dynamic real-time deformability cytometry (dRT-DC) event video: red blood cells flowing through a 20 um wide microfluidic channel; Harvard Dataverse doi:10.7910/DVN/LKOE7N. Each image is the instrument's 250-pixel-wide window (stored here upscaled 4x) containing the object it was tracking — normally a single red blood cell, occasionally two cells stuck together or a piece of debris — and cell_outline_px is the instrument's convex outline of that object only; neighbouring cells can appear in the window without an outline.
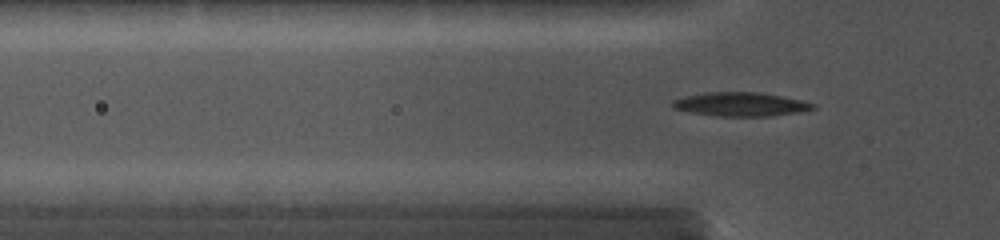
{"species": "common noctule bat (a hibernating species)", "species_latin": "Nyctalus noctula", "temperature_condition": "cold", "stored_images_in_passage": 61, "camera_frame_rate_fps": 5000, "um_per_image_px": 0.085, "animal": {"sex": "female", "body_mass_g": 19.0, "forearm_length_mm": 56.7}, "frame": {"image": 1, "passage_image": 16, "time_ms": 4.6, "image_size_px": [1000, 240], "cell_outline_px": [[816, 108], [804, 112], [772, 116], [712, 116], [672, 108], [672, 100], [684, 96], [708, 92], [760, 92], [800, 100], [816, 104]], "centroid_in_image_um": [62.98, 8.87], "position_along_channel_um": 62.8, "area_um2": 19.65}}
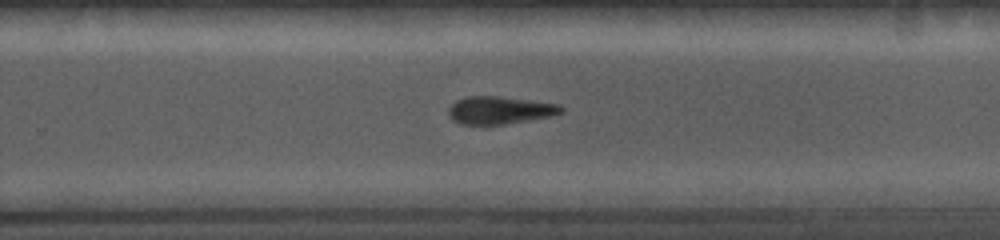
{"frame": {"image": 2, "passage_image": 44, "time_ms": 10.2, "image_size_px": [1000, 240], "cell_outline_px": [[564, 112], [552, 116], [504, 124], [460, 124], [452, 120], [448, 116], [448, 108], [456, 100], [468, 96], [500, 96], [560, 104], [564, 108]], "centroid_in_image_um": [42.48, 9.36], "position_along_channel_um": 287.3, "area_um2": 18.26}}
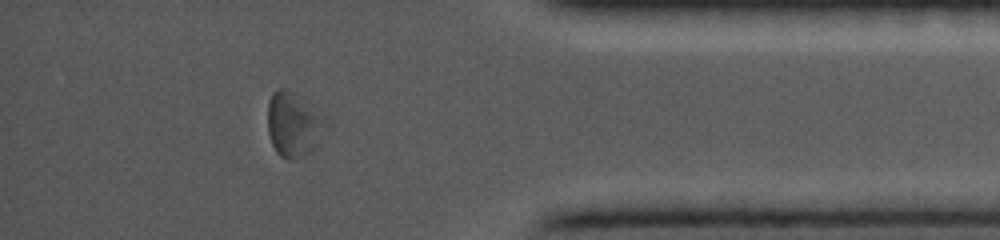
{"frame": {"image": 3, "passage_image": 57, "time_ms": 13.6, "image_size_px": [1000, 240], "cell_outline_px": [[332, 124], [312, 152], [292, 160], [288, 160], [280, 156], [276, 152], [272, 144], [268, 132], [268, 104], [272, 92], [276, 88], [284, 88], [296, 92], [332, 120]], "centroid_in_image_um": [25.05, 10.56], "position_along_channel_um": 410.1, "area_um2": 23.06}, "authors_computed_cell_mechanics": {"area_um2": 19.4786, "velocity_mm_per_s": 4.0169, "shape_relaxation_time_tau1_ms": null, "shape_relaxation_time_tau2_ms": 2.1686, "deformation_change_tau1": null, "deformation_change_tau2": 0.0906}}